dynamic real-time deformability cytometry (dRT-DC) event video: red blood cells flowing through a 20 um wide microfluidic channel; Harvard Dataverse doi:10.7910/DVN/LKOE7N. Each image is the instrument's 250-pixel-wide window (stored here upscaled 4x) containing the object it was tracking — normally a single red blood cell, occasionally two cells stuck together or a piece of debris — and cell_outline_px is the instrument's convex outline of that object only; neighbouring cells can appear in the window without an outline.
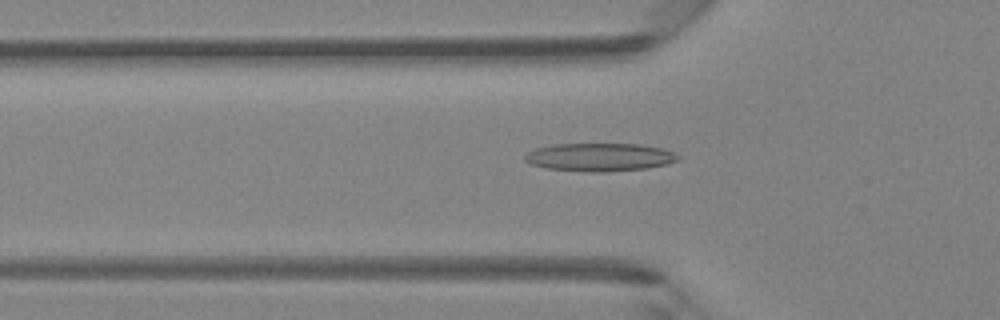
{"species": "Egyptian fruit bat (a non-hibernating species)", "species_latin": "Rousettus aegyptiacus", "temperature_condition": "room temperature", "stored_images_in_passage": 43, "camera_frame_rate_fps": 3000, "um_per_image_px": 0.085, "animal": {"sex": "female"}, "frame": {"image": 1, "passage_image": 12, "time_ms": 3.667, "image_size_px": [1000, 320], "cell_outline_px": [[680, 156], [676, 160], [664, 164], [648, 168], [608, 172], [588, 172], [548, 168], [532, 164], [524, 160], [524, 156], [528, 152], [536, 148], [552, 144], [640, 144], [664, 148]], "centroid_in_image_um": [50.96, 13.35], "position_along_channel_um": 74.8, "area_um2": 25.03}}
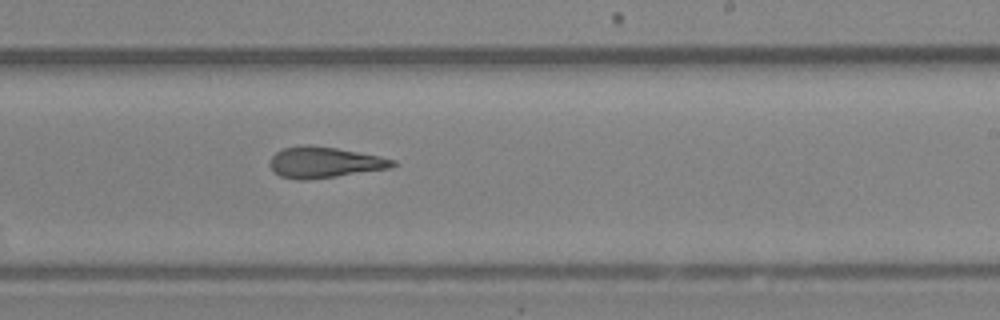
{"frame": {"image": 2, "passage_image": 25, "time_ms": 8.0, "image_size_px": [1000, 320], "cell_outline_px": [[396, 164], [392, 168], [308, 180], [296, 180], [280, 176], [268, 164], [272, 156], [276, 152], [284, 148], [304, 144], [336, 148], [380, 156], [396, 160]], "centroid_in_image_um": [27.58, 13.8], "position_along_channel_um": 261.4, "area_um2": 22.14}}
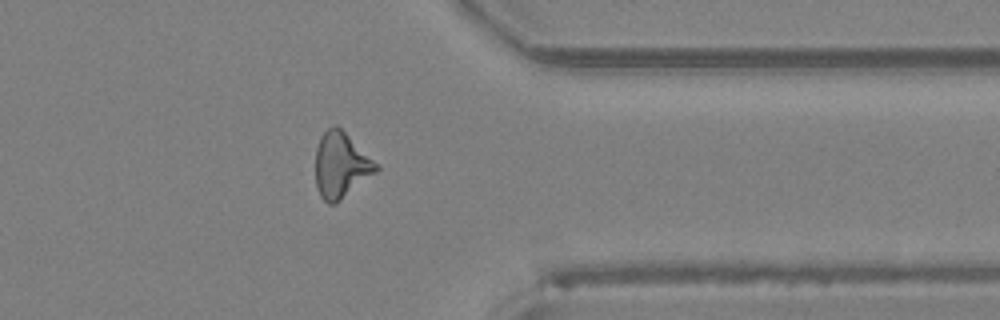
{"frame": {"image": 3, "passage_image": 34, "time_ms": 11.0, "image_size_px": [1000, 320], "cell_outline_px": [[380, 168], [376, 172], [336, 204], [328, 204], [320, 196], [316, 188], [316, 148], [320, 136], [332, 124], [336, 124], [380, 164]], "centroid_in_image_um": [28.99, 14.03], "position_along_channel_um": 382.4, "area_um2": 23.41}, "authors_computed_cell_mechanics": {"area_um2": 22.7154, "velocity_mm_per_s": 4.3145, "shape_relaxation_time_tau1_ms": 10.9287, "shape_relaxation_time_tau2_ms": 3.6486, "deformation_change_tau1": 0.2521, "deformation_change_tau2": 0.1545}}